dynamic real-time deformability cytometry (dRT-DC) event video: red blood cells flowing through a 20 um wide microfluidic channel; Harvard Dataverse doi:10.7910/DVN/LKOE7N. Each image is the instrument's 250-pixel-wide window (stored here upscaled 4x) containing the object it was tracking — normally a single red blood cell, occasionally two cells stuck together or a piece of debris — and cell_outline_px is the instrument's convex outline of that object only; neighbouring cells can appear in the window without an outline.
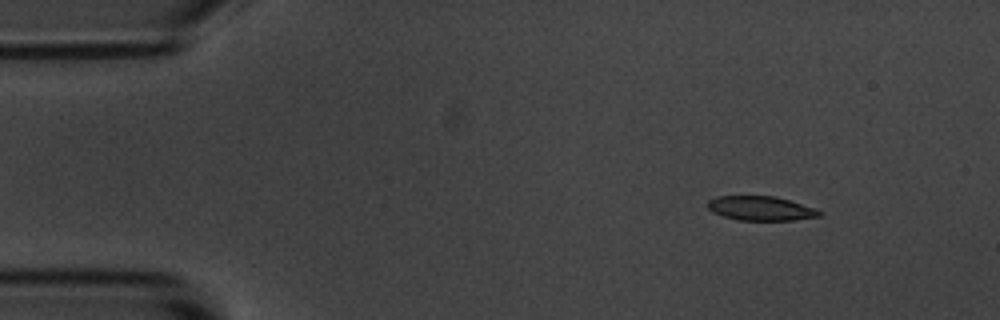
{"species": "common noctule bat (a hibernating species)", "species_latin": "Nyctalus noctula", "temperature_condition": "room temperature", "stored_images_in_passage": 4, "camera_frame_rate_fps": 3000, "um_per_image_px": 0.085, "animal": {"sex": "male", "body_mass_g": 20.1, "forearm_length_mm": 53.5}, "frame": {"image": 1, "passage_image": 2, "time_ms": 1.0, "image_size_px": [1000, 320], "cell_outline_px": [[824, 212], [820, 216], [796, 220], [736, 220], [712, 212], [708, 208], [708, 200], [716, 196], [776, 196], [816, 208]], "centroid_in_image_um": [64.69, 17.71], "position_along_channel_um": 20.3, "area_um2": 15.95}}